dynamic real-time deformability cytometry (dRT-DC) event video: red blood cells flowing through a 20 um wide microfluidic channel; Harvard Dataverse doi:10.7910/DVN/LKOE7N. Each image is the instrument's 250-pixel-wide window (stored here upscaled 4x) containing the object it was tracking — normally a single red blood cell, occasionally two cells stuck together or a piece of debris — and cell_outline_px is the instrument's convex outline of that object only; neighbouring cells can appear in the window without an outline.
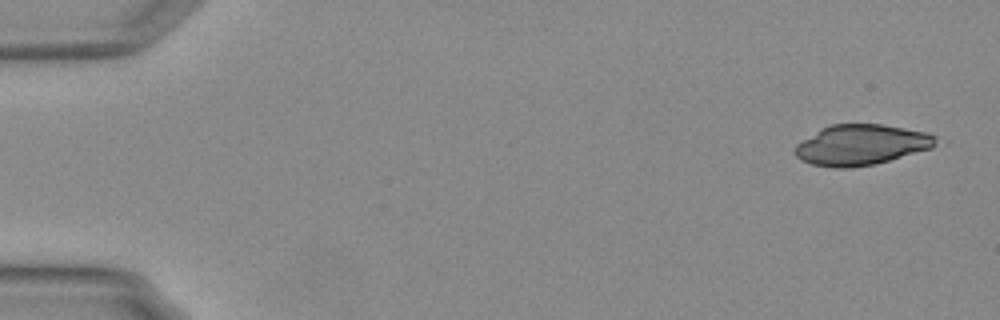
{"species": "Egyptian fruit bat (a non-hibernating species)", "species_latin": "Rousettus aegyptiacus", "temperature_condition": "warm", "stored_images_in_passage": 15, "camera_frame_rate_fps": 3000, "um_per_image_px": 0.085, "animal": {"sex": "female"}, "frame": {"image": 1, "passage_image": 1, "time_ms": 0.0, "image_size_px": [1000, 320], "cell_outline_px": [[948, 140], [932, 148], [876, 164], [848, 168], [832, 168], [812, 164], [800, 160], [792, 152], [796, 144], [824, 128], [832, 124], [880, 124], [928, 132]], "centroid_in_image_um": [73.3, 12.32], "position_along_channel_um": 11.7, "area_um2": 33.7}}